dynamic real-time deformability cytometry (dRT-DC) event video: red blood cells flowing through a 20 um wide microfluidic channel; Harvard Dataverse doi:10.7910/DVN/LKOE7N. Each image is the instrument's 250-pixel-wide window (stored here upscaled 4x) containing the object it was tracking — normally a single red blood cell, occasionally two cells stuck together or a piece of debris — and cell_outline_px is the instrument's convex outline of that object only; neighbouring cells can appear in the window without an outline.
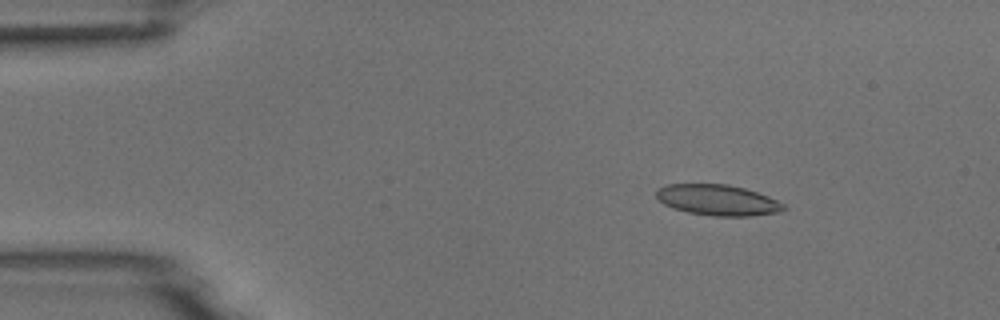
{"species": "common noctule bat (a hibernating species)", "species_latin": "Nyctalus noctula", "temperature_condition": "room temperature", "stored_images_in_passage": 4, "camera_frame_rate_fps": 3000, "um_per_image_px": 0.085, "animal": {"sex": "male", "body_mass_g": 18.8}, "frame": {"image": 1, "passage_image": 2, "time_ms": 1.333, "image_size_px": [1000, 320], "cell_outline_px": [[788, 208], [776, 212], [748, 216], [712, 216], [688, 212], [672, 208], [664, 204], [656, 196], [656, 188], [668, 184], [728, 184], [744, 188], [768, 196], [784, 204]], "centroid_in_image_um": [60.97, 17.0], "position_along_channel_um": 24.0, "area_um2": 22.77}}